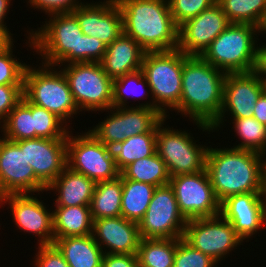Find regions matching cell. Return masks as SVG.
Listing matches in <instances>:
<instances>
[{"mask_svg":"<svg viewBox=\"0 0 266 267\" xmlns=\"http://www.w3.org/2000/svg\"><path fill=\"white\" fill-rule=\"evenodd\" d=\"M37 29L27 30L26 45L45 65L61 67L72 63L100 62L107 45L97 37L85 35L71 13L48 15ZM64 63V64H63Z\"/></svg>","mask_w":266,"mask_h":267,"instance_id":"cell-1","label":"cell"},{"mask_svg":"<svg viewBox=\"0 0 266 267\" xmlns=\"http://www.w3.org/2000/svg\"><path fill=\"white\" fill-rule=\"evenodd\" d=\"M226 75L201 56L183 53L179 113L204 132H214L210 125L220 115Z\"/></svg>","mask_w":266,"mask_h":267,"instance_id":"cell-2","label":"cell"},{"mask_svg":"<svg viewBox=\"0 0 266 267\" xmlns=\"http://www.w3.org/2000/svg\"><path fill=\"white\" fill-rule=\"evenodd\" d=\"M217 200L264 193L263 155L237 148H208L205 167Z\"/></svg>","mask_w":266,"mask_h":267,"instance_id":"cell-3","label":"cell"},{"mask_svg":"<svg viewBox=\"0 0 266 267\" xmlns=\"http://www.w3.org/2000/svg\"><path fill=\"white\" fill-rule=\"evenodd\" d=\"M123 18V33L145 51L178 48V26L168 0H115Z\"/></svg>","mask_w":266,"mask_h":267,"instance_id":"cell-4","label":"cell"},{"mask_svg":"<svg viewBox=\"0 0 266 267\" xmlns=\"http://www.w3.org/2000/svg\"><path fill=\"white\" fill-rule=\"evenodd\" d=\"M40 65L42 66L38 68L27 65L23 96L30 103L56 114L68 124L74 115L81 112L71 93L68 80L61 69L43 63Z\"/></svg>","mask_w":266,"mask_h":267,"instance_id":"cell-5","label":"cell"},{"mask_svg":"<svg viewBox=\"0 0 266 267\" xmlns=\"http://www.w3.org/2000/svg\"><path fill=\"white\" fill-rule=\"evenodd\" d=\"M182 69L183 52L178 48L170 51H146L144 55L141 70L150 86L154 109L164 118L169 117V109L179 113Z\"/></svg>","mask_w":266,"mask_h":267,"instance_id":"cell-6","label":"cell"},{"mask_svg":"<svg viewBox=\"0 0 266 267\" xmlns=\"http://www.w3.org/2000/svg\"><path fill=\"white\" fill-rule=\"evenodd\" d=\"M257 34L254 25L230 23L200 56L225 73L253 72L259 41Z\"/></svg>","mask_w":266,"mask_h":267,"instance_id":"cell-7","label":"cell"},{"mask_svg":"<svg viewBox=\"0 0 266 267\" xmlns=\"http://www.w3.org/2000/svg\"><path fill=\"white\" fill-rule=\"evenodd\" d=\"M166 119L157 126L156 152L166 164L170 177L204 171L209 146L196 144L198 141L193 140L188 130L164 127Z\"/></svg>","mask_w":266,"mask_h":267,"instance_id":"cell-8","label":"cell"},{"mask_svg":"<svg viewBox=\"0 0 266 267\" xmlns=\"http://www.w3.org/2000/svg\"><path fill=\"white\" fill-rule=\"evenodd\" d=\"M63 66L58 68L65 74L71 93L82 112L96 113L112 107L113 80L99 62Z\"/></svg>","mask_w":266,"mask_h":267,"instance_id":"cell-9","label":"cell"},{"mask_svg":"<svg viewBox=\"0 0 266 267\" xmlns=\"http://www.w3.org/2000/svg\"><path fill=\"white\" fill-rule=\"evenodd\" d=\"M67 167L92 179L95 183L116 179L120 172L116 167L112 148L98 141L90 132L67 135Z\"/></svg>","mask_w":266,"mask_h":267,"instance_id":"cell-10","label":"cell"},{"mask_svg":"<svg viewBox=\"0 0 266 267\" xmlns=\"http://www.w3.org/2000/svg\"><path fill=\"white\" fill-rule=\"evenodd\" d=\"M182 238L220 264L244 242L233 225L221 214L187 220Z\"/></svg>","mask_w":266,"mask_h":267,"instance_id":"cell-11","label":"cell"},{"mask_svg":"<svg viewBox=\"0 0 266 267\" xmlns=\"http://www.w3.org/2000/svg\"><path fill=\"white\" fill-rule=\"evenodd\" d=\"M186 224L170 184L156 187L148 209L138 223L141 238L162 239L182 238Z\"/></svg>","mask_w":266,"mask_h":267,"instance_id":"cell-12","label":"cell"},{"mask_svg":"<svg viewBox=\"0 0 266 267\" xmlns=\"http://www.w3.org/2000/svg\"><path fill=\"white\" fill-rule=\"evenodd\" d=\"M178 208L186 220L213 217L220 214L217 200L206 169L193 174L172 176Z\"/></svg>","mask_w":266,"mask_h":267,"instance_id":"cell-13","label":"cell"},{"mask_svg":"<svg viewBox=\"0 0 266 267\" xmlns=\"http://www.w3.org/2000/svg\"><path fill=\"white\" fill-rule=\"evenodd\" d=\"M263 92V80L254 71L227 73L223 87V103L220 115L210 125L213 131H219L221 127L223 128V122L227 120L225 118H228L230 114V118L253 117L255 103Z\"/></svg>","mask_w":266,"mask_h":267,"instance_id":"cell-14","label":"cell"},{"mask_svg":"<svg viewBox=\"0 0 266 267\" xmlns=\"http://www.w3.org/2000/svg\"><path fill=\"white\" fill-rule=\"evenodd\" d=\"M36 194H9L0 198V206L8 204L12 220L20 232L35 235L37 245H53V212Z\"/></svg>","mask_w":266,"mask_h":267,"instance_id":"cell-15","label":"cell"},{"mask_svg":"<svg viewBox=\"0 0 266 267\" xmlns=\"http://www.w3.org/2000/svg\"><path fill=\"white\" fill-rule=\"evenodd\" d=\"M47 187L27 164L25 149L0 137V198L9 194H34Z\"/></svg>","mask_w":266,"mask_h":267,"instance_id":"cell-16","label":"cell"},{"mask_svg":"<svg viewBox=\"0 0 266 267\" xmlns=\"http://www.w3.org/2000/svg\"><path fill=\"white\" fill-rule=\"evenodd\" d=\"M230 22L215 2L178 27V49L185 55H201Z\"/></svg>","mask_w":266,"mask_h":267,"instance_id":"cell-17","label":"cell"},{"mask_svg":"<svg viewBox=\"0 0 266 267\" xmlns=\"http://www.w3.org/2000/svg\"><path fill=\"white\" fill-rule=\"evenodd\" d=\"M220 214L233 225L243 241L249 242L266 228V196L264 193L229 196L220 203Z\"/></svg>","mask_w":266,"mask_h":267,"instance_id":"cell-18","label":"cell"},{"mask_svg":"<svg viewBox=\"0 0 266 267\" xmlns=\"http://www.w3.org/2000/svg\"><path fill=\"white\" fill-rule=\"evenodd\" d=\"M25 149L27 164L35 176L48 187L67 166V138L24 139L15 142Z\"/></svg>","mask_w":266,"mask_h":267,"instance_id":"cell-19","label":"cell"},{"mask_svg":"<svg viewBox=\"0 0 266 267\" xmlns=\"http://www.w3.org/2000/svg\"><path fill=\"white\" fill-rule=\"evenodd\" d=\"M92 1L78 6L71 13L85 35L97 37L107 46L123 33V18L115 0Z\"/></svg>","mask_w":266,"mask_h":267,"instance_id":"cell-20","label":"cell"},{"mask_svg":"<svg viewBox=\"0 0 266 267\" xmlns=\"http://www.w3.org/2000/svg\"><path fill=\"white\" fill-rule=\"evenodd\" d=\"M92 236L104 254H137L141 240L138 223L122 216L93 220Z\"/></svg>","mask_w":266,"mask_h":267,"instance_id":"cell-21","label":"cell"},{"mask_svg":"<svg viewBox=\"0 0 266 267\" xmlns=\"http://www.w3.org/2000/svg\"><path fill=\"white\" fill-rule=\"evenodd\" d=\"M146 51L132 37L122 33L106 48L99 62L103 70L112 79L141 69Z\"/></svg>","mask_w":266,"mask_h":267,"instance_id":"cell-22","label":"cell"},{"mask_svg":"<svg viewBox=\"0 0 266 267\" xmlns=\"http://www.w3.org/2000/svg\"><path fill=\"white\" fill-rule=\"evenodd\" d=\"M95 185L92 179L66 166L46 192L51 190L57 194L55 206H90Z\"/></svg>","mask_w":266,"mask_h":267,"instance_id":"cell-23","label":"cell"},{"mask_svg":"<svg viewBox=\"0 0 266 267\" xmlns=\"http://www.w3.org/2000/svg\"><path fill=\"white\" fill-rule=\"evenodd\" d=\"M53 245L70 267H101L104 253L92 234L58 238Z\"/></svg>","mask_w":266,"mask_h":267,"instance_id":"cell-24","label":"cell"},{"mask_svg":"<svg viewBox=\"0 0 266 267\" xmlns=\"http://www.w3.org/2000/svg\"><path fill=\"white\" fill-rule=\"evenodd\" d=\"M54 208L52 211L54 240L92 234L93 218L90 206H54Z\"/></svg>","mask_w":266,"mask_h":267,"instance_id":"cell-25","label":"cell"},{"mask_svg":"<svg viewBox=\"0 0 266 267\" xmlns=\"http://www.w3.org/2000/svg\"><path fill=\"white\" fill-rule=\"evenodd\" d=\"M122 192L121 176L96 183L90 204L93 220L121 216Z\"/></svg>","mask_w":266,"mask_h":267,"instance_id":"cell-26","label":"cell"},{"mask_svg":"<svg viewBox=\"0 0 266 267\" xmlns=\"http://www.w3.org/2000/svg\"><path fill=\"white\" fill-rule=\"evenodd\" d=\"M156 186L148 183L122 179L121 216L139 223L152 200Z\"/></svg>","mask_w":266,"mask_h":267,"instance_id":"cell-27","label":"cell"},{"mask_svg":"<svg viewBox=\"0 0 266 267\" xmlns=\"http://www.w3.org/2000/svg\"><path fill=\"white\" fill-rule=\"evenodd\" d=\"M132 96L134 97V100L136 97V100L139 97L141 100L147 99V97L149 98V96H151V101H145L146 103L144 102L141 104L139 103L136 107L154 109V101L152 100L150 86L148 85L141 69L113 80L112 107H129V105H127L129 102L127 101L130 98L132 99Z\"/></svg>","mask_w":266,"mask_h":267,"instance_id":"cell-28","label":"cell"},{"mask_svg":"<svg viewBox=\"0 0 266 267\" xmlns=\"http://www.w3.org/2000/svg\"><path fill=\"white\" fill-rule=\"evenodd\" d=\"M120 176L122 179L148 183L156 187L169 184L171 178L166 164L157 152L126 166L120 172Z\"/></svg>","mask_w":266,"mask_h":267,"instance_id":"cell-29","label":"cell"},{"mask_svg":"<svg viewBox=\"0 0 266 267\" xmlns=\"http://www.w3.org/2000/svg\"><path fill=\"white\" fill-rule=\"evenodd\" d=\"M119 172L136 160L150 157L156 152V133L138 134L126 138L112 148Z\"/></svg>","mask_w":266,"mask_h":267,"instance_id":"cell-30","label":"cell"},{"mask_svg":"<svg viewBox=\"0 0 266 267\" xmlns=\"http://www.w3.org/2000/svg\"><path fill=\"white\" fill-rule=\"evenodd\" d=\"M176 239L141 238L137 250L140 267H173Z\"/></svg>","mask_w":266,"mask_h":267,"instance_id":"cell-31","label":"cell"},{"mask_svg":"<svg viewBox=\"0 0 266 267\" xmlns=\"http://www.w3.org/2000/svg\"><path fill=\"white\" fill-rule=\"evenodd\" d=\"M0 126L1 134L4 135L1 137L9 141L35 139L31 103L22 96L21 101L11 110Z\"/></svg>","mask_w":266,"mask_h":267,"instance_id":"cell-32","label":"cell"},{"mask_svg":"<svg viewBox=\"0 0 266 267\" xmlns=\"http://www.w3.org/2000/svg\"><path fill=\"white\" fill-rule=\"evenodd\" d=\"M164 117L146 107H122L123 136L126 138L144 133H157L158 124Z\"/></svg>","mask_w":266,"mask_h":267,"instance_id":"cell-33","label":"cell"},{"mask_svg":"<svg viewBox=\"0 0 266 267\" xmlns=\"http://www.w3.org/2000/svg\"><path fill=\"white\" fill-rule=\"evenodd\" d=\"M235 136L241 140L233 148L250 150L264 155L266 153V126L254 117L231 118Z\"/></svg>","mask_w":266,"mask_h":267,"instance_id":"cell-34","label":"cell"},{"mask_svg":"<svg viewBox=\"0 0 266 267\" xmlns=\"http://www.w3.org/2000/svg\"><path fill=\"white\" fill-rule=\"evenodd\" d=\"M230 23L258 26L266 11V0H216Z\"/></svg>","mask_w":266,"mask_h":267,"instance_id":"cell-35","label":"cell"},{"mask_svg":"<svg viewBox=\"0 0 266 267\" xmlns=\"http://www.w3.org/2000/svg\"><path fill=\"white\" fill-rule=\"evenodd\" d=\"M35 138H67L70 127L56 114L31 103Z\"/></svg>","mask_w":266,"mask_h":267,"instance_id":"cell-36","label":"cell"},{"mask_svg":"<svg viewBox=\"0 0 266 267\" xmlns=\"http://www.w3.org/2000/svg\"><path fill=\"white\" fill-rule=\"evenodd\" d=\"M104 111H106V113L110 112V114H108L109 116H107L106 119L104 117V120L94 127H89L93 129H89L88 132L104 145L113 148L126 139V137L123 136L122 128V107H111L101 112Z\"/></svg>","mask_w":266,"mask_h":267,"instance_id":"cell-37","label":"cell"},{"mask_svg":"<svg viewBox=\"0 0 266 267\" xmlns=\"http://www.w3.org/2000/svg\"><path fill=\"white\" fill-rule=\"evenodd\" d=\"M15 41H3L0 44V85L23 84L27 67L13 55ZM18 59V60H17Z\"/></svg>","mask_w":266,"mask_h":267,"instance_id":"cell-38","label":"cell"},{"mask_svg":"<svg viewBox=\"0 0 266 267\" xmlns=\"http://www.w3.org/2000/svg\"><path fill=\"white\" fill-rule=\"evenodd\" d=\"M208 255L198 251L183 238L176 239V253L173 267H217Z\"/></svg>","mask_w":266,"mask_h":267,"instance_id":"cell-39","label":"cell"},{"mask_svg":"<svg viewBox=\"0 0 266 267\" xmlns=\"http://www.w3.org/2000/svg\"><path fill=\"white\" fill-rule=\"evenodd\" d=\"M216 0H168L175 24L179 27L186 20L196 17Z\"/></svg>","mask_w":266,"mask_h":267,"instance_id":"cell-40","label":"cell"},{"mask_svg":"<svg viewBox=\"0 0 266 267\" xmlns=\"http://www.w3.org/2000/svg\"><path fill=\"white\" fill-rule=\"evenodd\" d=\"M23 84L0 85V125L21 101Z\"/></svg>","mask_w":266,"mask_h":267,"instance_id":"cell-41","label":"cell"},{"mask_svg":"<svg viewBox=\"0 0 266 267\" xmlns=\"http://www.w3.org/2000/svg\"><path fill=\"white\" fill-rule=\"evenodd\" d=\"M38 252L33 258L34 267H70L54 245H37Z\"/></svg>","mask_w":266,"mask_h":267,"instance_id":"cell-42","label":"cell"},{"mask_svg":"<svg viewBox=\"0 0 266 267\" xmlns=\"http://www.w3.org/2000/svg\"><path fill=\"white\" fill-rule=\"evenodd\" d=\"M34 9L41 10L47 15L67 13L74 11L78 6L84 4L81 0H27Z\"/></svg>","mask_w":266,"mask_h":267,"instance_id":"cell-43","label":"cell"},{"mask_svg":"<svg viewBox=\"0 0 266 267\" xmlns=\"http://www.w3.org/2000/svg\"><path fill=\"white\" fill-rule=\"evenodd\" d=\"M101 267H139L136 254H104Z\"/></svg>","mask_w":266,"mask_h":267,"instance_id":"cell-44","label":"cell"},{"mask_svg":"<svg viewBox=\"0 0 266 267\" xmlns=\"http://www.w3.org/2000/svg\"><path fill=\"white\" fill-rule=\"evenodd\" d=\"M12 0H0V38L3 41H11L13 40V34H11L8 26H6L5 19L7 17V14L9 12V7L12 5L11 4Z\"/></svg>","mask_w":266,"mask_h":267,"instance_id":"cell-45","label":"cell"},{"mask_svg":"<svg viewBox=\"0 0 266 267\" xmlns=\"http://www.w3.org/2000/svg\"><path fill=\"white\" fill-rule=\"evenodd\" d=\"M254 72L262 80L266 79V43L261 42V44L259 43V46L257 44L256 63L254 67Z\"/></svg>","mask_w":266,"mask_h":267,"instance_id":"cell-46","label":"cell"},{"mask_svg":"<svg viewBox=\"0 0 266 267\" xmlns=\"http://www.w3.org/2000/svg\"><path fill=\"white\" fill-rule=\"evenodd\" d=\"M253 117L266 126V92L264 91L255 103Z\"/></svg>","mask_w":266,"mask_h":267,"instance_id":"cell-47","label":"cell"},{"mask_svg":"<svg viewBox=\"0 0 266 267\" xmlns=\"http://www.w3.org/2000/svg\"><path fill=\"white\" fill-rule=\"evenodd\" d=\"M257 33L258 35H260L261 37V34H266V11L263 13V16L257 26ZM261 33V34H259Z\"/></svg>","mask_w":266,"mask_h":267,"instance_id":"cell-48","label":"cell"},{"mask_svg":"<svg viewBox=\"0 0 266 267\" xmlns=\"http://www.w3.org/2000/svg\"><path fill=\"white\" fill-rule=\"evenodd\" d=\"M264 194L266 196V153L263 155Z\"/></svg>","mask_w":266,"mask_h":267,"instance_id":"cell-49","label":"cell"},{"mask_svg":"<svg viewBox=\"0 0 266 267\" xmlns=\"http://www.w3.org/2000/svg\"><path fill=\"white\" fill-rule=\"evenodd\" d=\"M263 84H264V91L266 92V79L263 80Z\"/></svg>","mask_w":266,"mask_h":267,"instance_id":"cell-50","label":"cell"}]
</instances>
